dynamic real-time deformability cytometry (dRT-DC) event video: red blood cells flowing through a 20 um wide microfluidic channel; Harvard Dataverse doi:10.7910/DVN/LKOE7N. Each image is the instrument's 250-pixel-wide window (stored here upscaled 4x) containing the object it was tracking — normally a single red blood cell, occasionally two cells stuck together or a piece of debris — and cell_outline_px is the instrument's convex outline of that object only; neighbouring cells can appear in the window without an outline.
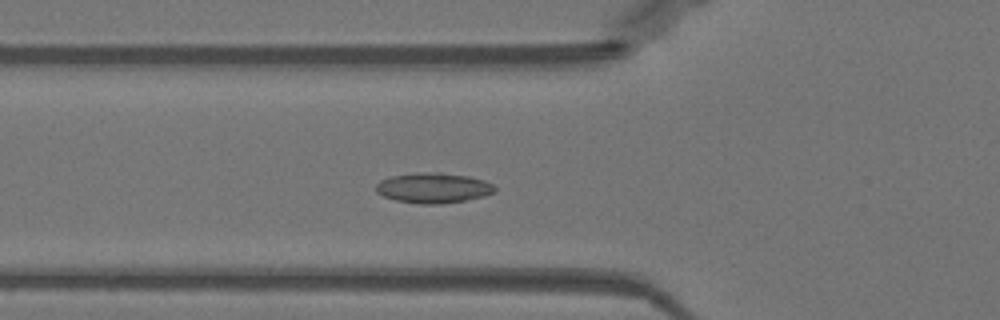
{"species": "Egyptian fruit bat (a non-hibernating species)", "species_latin": "Rousettus aegyptiacus", "temperature_condition": "warm", "stored_images_in_passage": 51, "camera_frame_rate_fps": 3000, "um_per_image_px": 0.085, "animal": {"sex": "female"}, "frame": {"image": 1, "passage_image": 18, "time_ms": 5.667, "image_size_px": [1000, 320], "cell_outline_px": [[496, 188], [492, 192], [484, 196], [464, 200], [440, 204], [420, 204], [396, 200], [384, 196], [376, 192], [376, 184], [380, 180], [388, 176], [416, 172], [440, 172], [468, 176], [484, 180], [492, 184]], "centroid_in_image_um": [36.79, 15.96], "position_along_channel_um": 89.0, "area_um2": 20.98}}
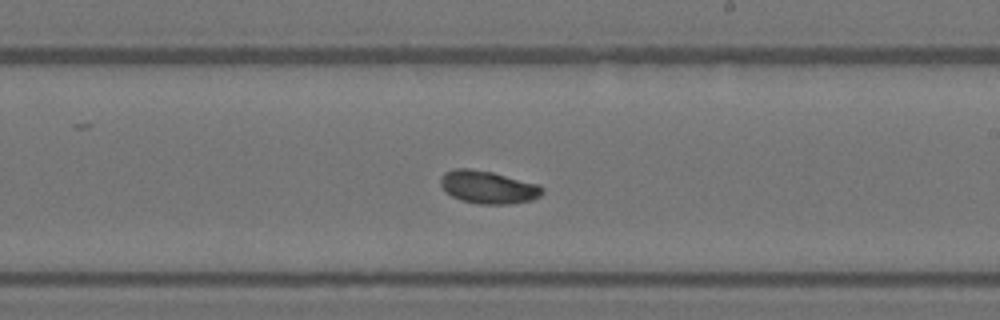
{"frame": {"image": 2, "passage_image": 30, "time_ms": 9.667, "image_size_px": [1000, 320], "cell_outline_px": [[544, 192], [540, 196], [532, 200], [508, 204], [480, 204], [460, 200], [444, 192], [440, 184], [440, 176], [444, 172], [456, 168], [468, 168], [492, 172], [540, 184], [544, 188]], "centroid_in_image_um": [41.48, 15.91], "position_along_channel_um": 247.5, "area_um2": 19.71}}
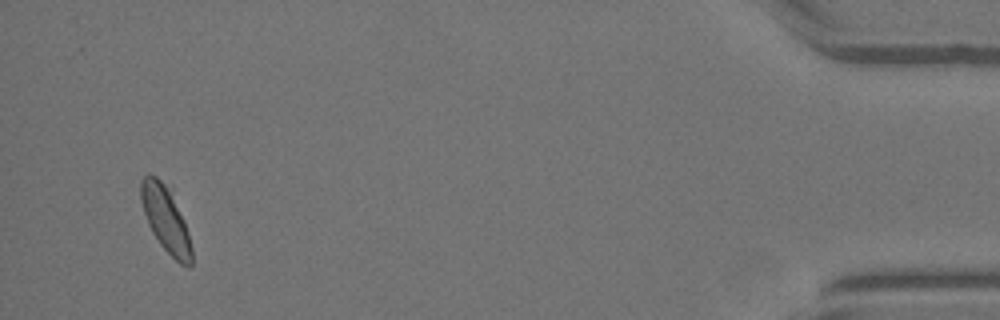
{"frame": {"image": 3, "passage_image": 49, "time_ms": 16.0, "image_size_px": [1000, 320], "cell_outline_px": [[192, 264], [188, 268], [180, 264], [160, 244], [152, 232], [148, 224], [140, 200], [140, 180], [144, 176], [156, 176], [164, 184], [184, 220], [188, 232], [192, 248]], "centroid_in_image_um": [14.07, 18.69], "position_along_channel_um": 421.1, "area_um2": 18.9}, "authors_computed_cell_mechanics": {"area_um2": 19.5364, "velocity_mm_per_s": 3.9653, "shape_relaxation_time_tau1_ms": null, "shape_relaxation_time_tau2_ms": 1.0501, "deformation_change_tau1": null, "deformation_change_tau2": 0.0493}}